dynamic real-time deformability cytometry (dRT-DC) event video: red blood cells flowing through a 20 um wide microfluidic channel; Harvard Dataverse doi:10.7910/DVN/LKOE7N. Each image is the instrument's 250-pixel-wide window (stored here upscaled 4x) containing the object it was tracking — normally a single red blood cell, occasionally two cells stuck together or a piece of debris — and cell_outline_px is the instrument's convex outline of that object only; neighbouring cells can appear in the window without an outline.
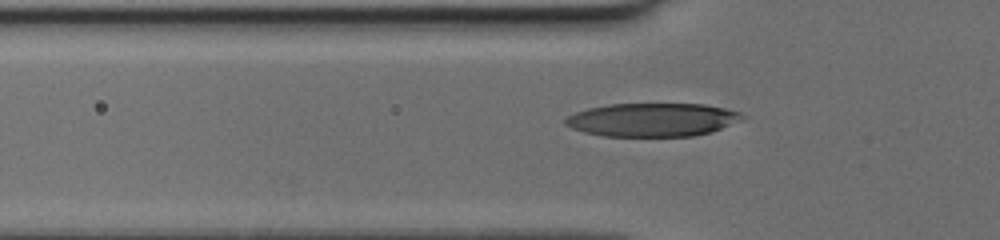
{"species": "human", "species_latin": "Homo sapiens", "temperature_condition": "cold", "stored_images_in_passage": 36, "camera_frame_rate_fps": 3000, "um_per_image_px": 0.085, "donor": {"sex": "female"}, "frame": {"image": 1, "passage_image": 5, "time_ms": 1.333, "image_size_px": [1000, 240], "cell_outline_px": [[744, 116], [712, 132], [692, 136], [604, 136], [584, 132], [572, 128], [564, 124], [564, 120], [568, 116], [576, 112], [588, 108], [608, 104], [704, 104], [724, 108], [740, 112]], "centroid_in_image_um": [55.38, 10.18], "position_along_channel_um": 70.4, "area_um2": 34.1}}
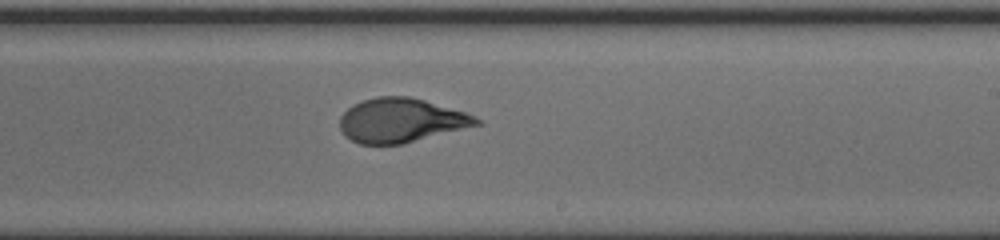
{"frame": {"image": 2, "passage_image": 18, "time_ms": 5.667, "image_size_px": [1000, 240], "cell_outline_px": [[484, 124], [400, 144], [360, 144], [344, 136], [340, 128], [340, 116], [352, 104], [376, 96], [408, 96], [424, 100], [464, 112], [476, 116]], "centroid_in_image_um": [34.08, 10.23], "position_along_channel_um": 254.9, "area_um2": 35.08}}
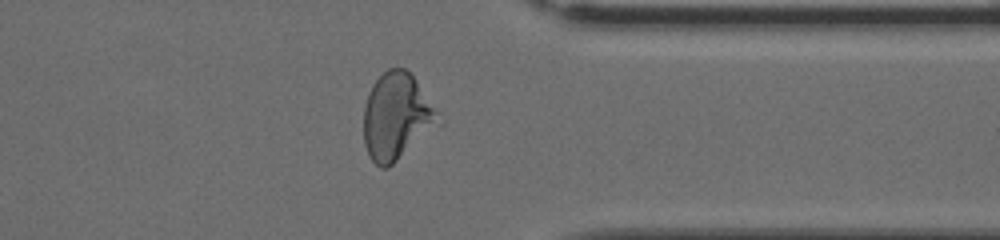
{"frame": {"image": 3, "passage_image": 27, "time_ms": 8.667, "image_size_px": [1000, 240], "cell_outline_px": [[444, 124], [388, 168], [380, 168], [368, 156], [364, 144], [364, 104], [368, 92], [372, 84], [388, 68], [404, 68], [412, 76], [440, 112]], "centroid_in_image_um": [33.76, 9.95], "position_along_channel_um": 377.6, "area_um2": 38.55}}